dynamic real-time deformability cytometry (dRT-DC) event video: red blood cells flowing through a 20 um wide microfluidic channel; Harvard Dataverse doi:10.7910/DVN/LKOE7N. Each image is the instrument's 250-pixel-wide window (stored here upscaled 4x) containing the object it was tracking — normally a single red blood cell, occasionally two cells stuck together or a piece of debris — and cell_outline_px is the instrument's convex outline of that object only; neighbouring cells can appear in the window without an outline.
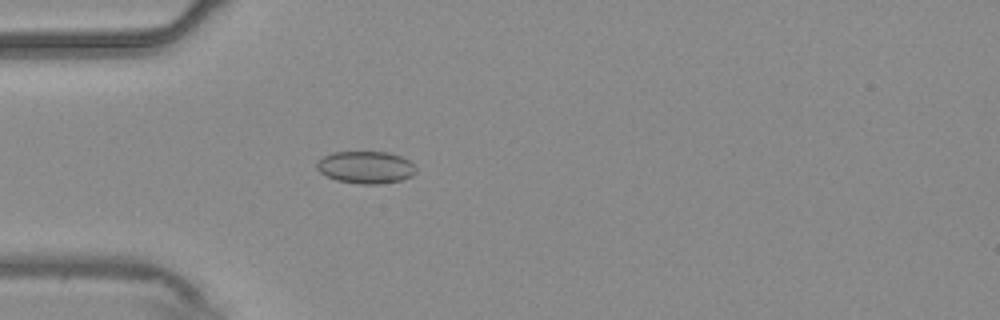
{"species": "common noctule bat (a hibernating species)", "species_latin": "Nyctalus noctula", "temperature_condition": "warm", "stored_images_in_passage": 41, "camera_frame_rate_fps": 3000, "um_per_image_px": 0.085, "animal": {"sex": "male", "body_mass_g": 20.4}, "frame": {"image": 1, "passage_image": 3, "time_ms": 0.667, "image_size_px": [1000, 320], "cell_outline_px": [[416, 172], [412, 176], [400, 180], [376, 184], [360, 184], [336, 180], [320, 172], [316, 168], [316, 164], [324, 156], [332, 152], [388, 152], [400, 156], [408, 160], [416, 168]], "centroid_in_image_um": [31.09, 14.22], "position_along_channel_um": 53.9, "area_um2": 18.5}}
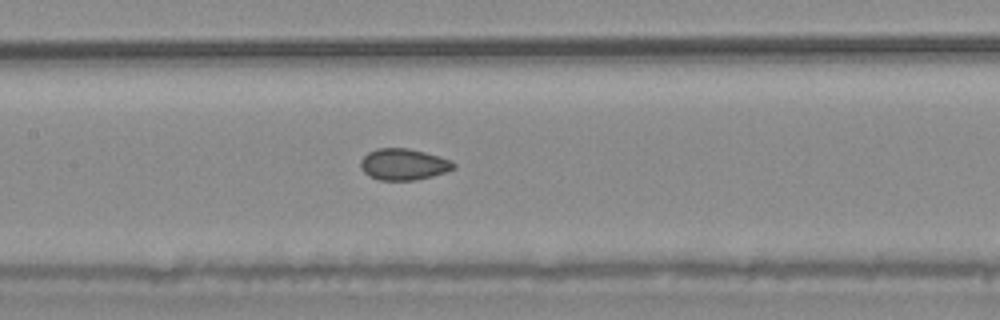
{"frame": {"image": 2, "passage_image": 13, "time_ms": 4.0, "image_size_px": [1000, 320], "cell_outline_px": [[456, 168], [432, 176], [416, 180], [380, 180], [368, 176], [360, 168], [360, 160], [368, 152], [376, 148], [408, 148], [440, 156], [452, 160], [456, 164]], "centroid_in_image_um": [34.3, 13.96], "position_along_channel_um": 173.1, "area_um2": 17.17}}
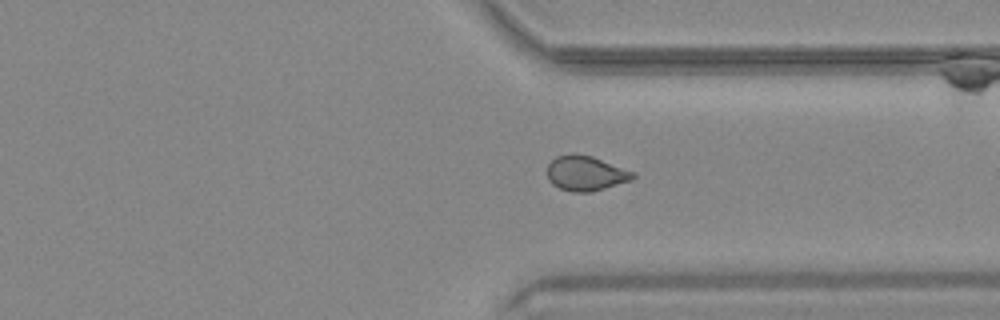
{"frame": {"image": 3, "passage_image": 28, "time_ms": 9.0, "image_size_px": [1000, 320], "cell_outline_px": [[636, 176], [632, 180], [592, 192], [572, 192], [560, 188], [552, 184], [548, 180], [548, 164], [556, 156], [572, 152], [576, 152], [592, 156], [636, 172]], "centroid_in_image_um": [49.8, 14.71], "position_along_channel_um": 361.6, "area_um2": 17.74}, "authors_computed_cell_mechanics": {"area_um2": 17.1666, "velocity_mm_per_s": 3.7661, "shape_relaxation_time_tau1_ms": null, "shape_relaxation_time_tau2_ms": 1.6551, "deformation_change_tau1": null, "deformation_change_tau2": 0.0435}}